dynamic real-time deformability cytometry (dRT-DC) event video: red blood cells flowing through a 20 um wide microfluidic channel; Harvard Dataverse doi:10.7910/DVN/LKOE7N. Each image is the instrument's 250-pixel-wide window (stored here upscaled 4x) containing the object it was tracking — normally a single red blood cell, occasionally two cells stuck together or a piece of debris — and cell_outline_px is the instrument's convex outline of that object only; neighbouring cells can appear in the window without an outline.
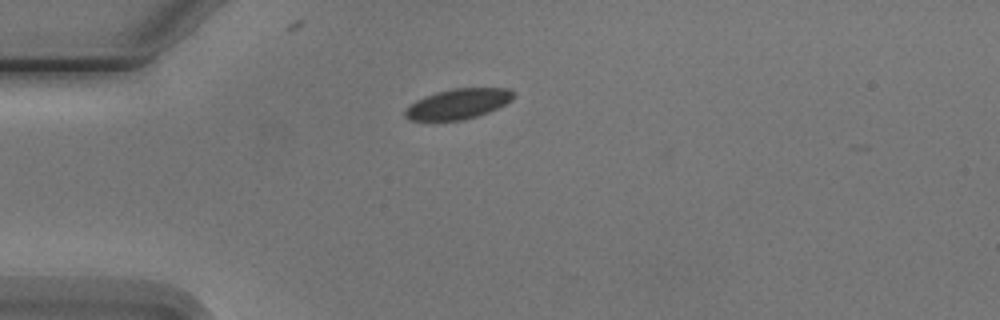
{"species": "Egyptian fruit bat (a non-hibernating species)", "species_latin": "Rousettus aegyptiacus", "temperature_condition": "cold", "stored_images_in_passage": 3, "camera_frame_rate_fps": 3000, "um_per_image_px": 0.085, "animal": {"sex": "male"}, "frame": {"image": 1, "passage_image": 1, "time_ms": 0.0, "image_size_px": [1000, 320], "cell_outline_px": [[516, 96], [512, 100], [488, 112], [476, 116], [460, 120], [408, 120], [404, 116], [404, 108], [408, 104], [424, 96], [436, 92], [452, 88], [508, 88], [516, 92]], "centroid_in_image_um": [38.91, 8.81], "position_along_channel_um": 46.1, "area_um2": 19.25}}
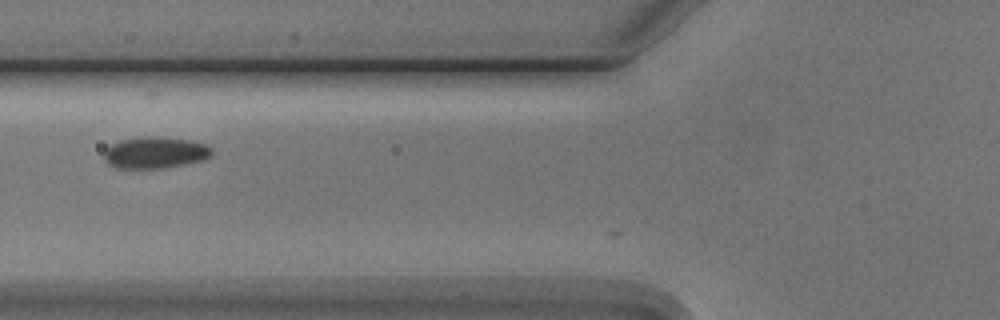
{"frame": {"image": 2, "passage_image": 3, "time_ms": 2.333, "image_size_px": [1000, 320], "cell_outline_px": [[212, 156], [204, 160], [164, 168], [116, 168], [108, 164], [104, 160], [104, 148], [120, 140], [148, 136], [152, 136], [188, 140], [204, 144], [212, 148]], "centroid_in_image_um": [13.16, 12.98], "position_along_channel_um": 112.6, "area_um2": 19.83}}